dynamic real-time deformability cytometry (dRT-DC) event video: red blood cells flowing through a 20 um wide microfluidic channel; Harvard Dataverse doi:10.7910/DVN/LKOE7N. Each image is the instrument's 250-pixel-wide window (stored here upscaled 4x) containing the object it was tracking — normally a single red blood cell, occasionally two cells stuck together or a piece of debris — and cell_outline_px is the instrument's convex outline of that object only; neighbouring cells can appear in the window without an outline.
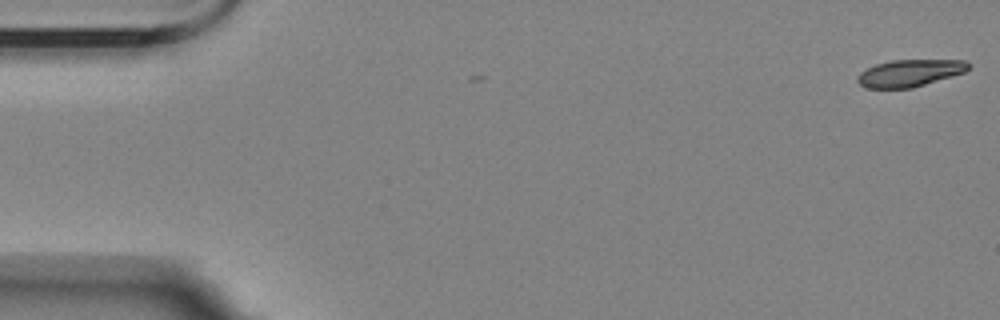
{"species": "Egyptian fruit bat (a non-hibernating species)", "species_latin": "Rousettus aegyptiacus", "temperature_condition": "room temperature", "stored_images_in_passage": 2, "camera_frame_rate_fps": 3000, "um_per_image_px": 0.085, "animal": {"sex": "female"}, "frame": {"image": 1, "passage_image": 2, "time_ms": 0.333, "image_size_px": [1000, 320], "cell_outline_px": [[972, 64], [964, 72], [912, 88], [868, 88], [860, 84], [856, 80], [856, 76], [860, 72], [876, 64], [892, 60], [964, 60]], "centroid_in_image_um": [77.31, 6.2], "position_along_channel_um": 7.7, "area_um2": 17.34}}